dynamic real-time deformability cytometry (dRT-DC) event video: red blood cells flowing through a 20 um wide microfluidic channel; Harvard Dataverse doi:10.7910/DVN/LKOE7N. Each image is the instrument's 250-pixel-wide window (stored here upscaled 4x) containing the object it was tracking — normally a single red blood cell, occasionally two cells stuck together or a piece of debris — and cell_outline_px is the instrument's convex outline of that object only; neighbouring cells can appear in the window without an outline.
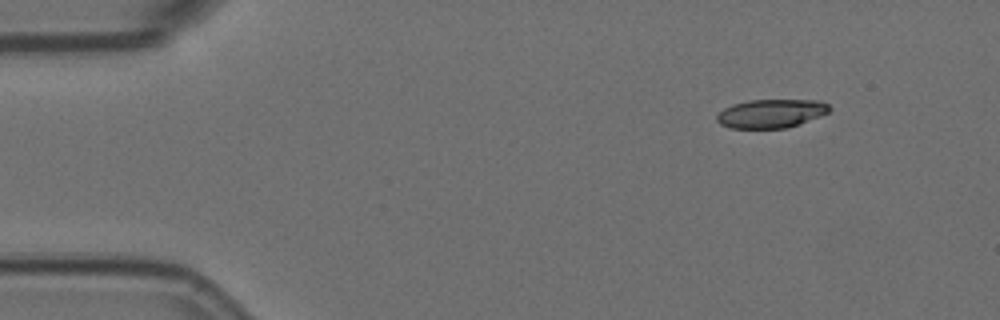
{"species": "Egyptian fruit bat (a non-hibernating species)", "species_latin": "Rousettus aegyptiacus", "temperature_condition": "room temperature", "stored_images_in_passage": 6, "camera_frame_rate_fps": 3000, "um_per_image_px": 0.085, "animal": {"sex": "female"}, "frame": {"image": 1, "passage_image": 2, "time_ms": 0.333, "image_size_px": [1000, 320], "cell_outline_px": [[832, 108], [828, 112], [820, 116], [784, 128], [732, 128], [720, 124], [716, 120], [716, 116], [724, 108], [732, 104], [748, 100], [820, 100], [828, 104]], "centroid_in_image_um": [65.53, 9.63], "position_along_channel_um": 19.5, "area_um2": 18.67}}
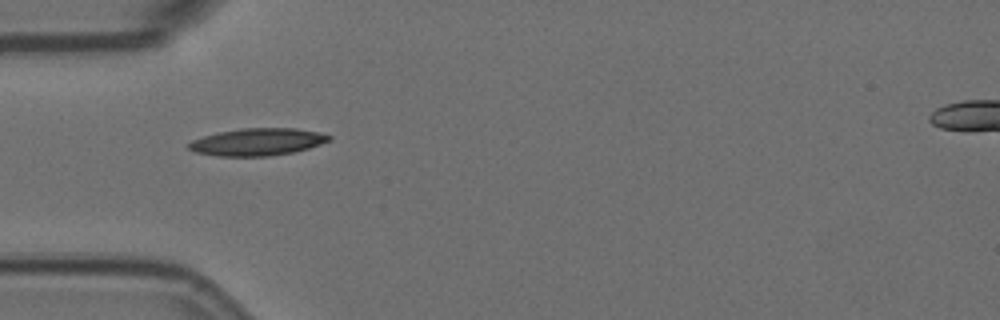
{"frame": {"image": 2, "passage_image": 5, "time_ms": 1.333, "image_size_px": [1000, 320], "cell_outline_px": [[332, 140], [308, 148], [292, 152], [268, 156], [216, 156], [196, 152], [188, 148], [188, 144], [192, 140], [204, 136], [220, 132], [240, 128], [296, 128], [316, 132], [332, 136]], "centroid_in_image_um": [21.88, 12.06], "position_along_channel_um": 63.1, "area_um2": 22.14}}
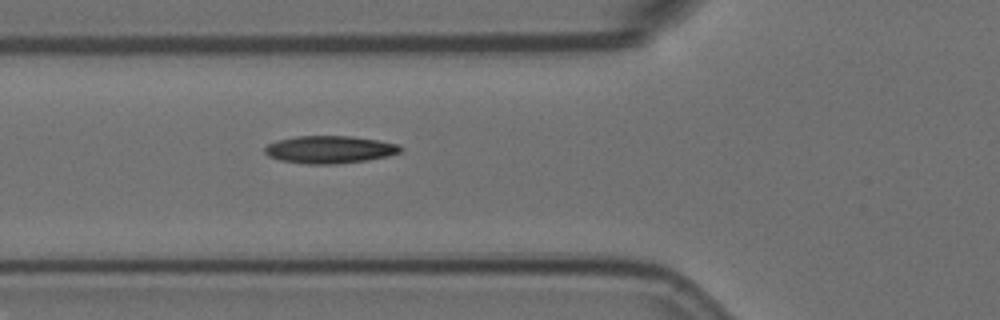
{"frame": {"image": 3, "passage_image": 6, "time_ms": 1.667, "image_size_px": [1000, 320], "cell_outline_px": [[404, 148], [400, 152], [388, 156], [368, 160], [336, 164], [308, 164], [280, 160], [268, 156], [264, 152], [264, 148], [268, 144], [276, 140], [296, 136], [352, 136], [400, 144]], "centroid_in_image_um": [28.03, 12.71], "position_along_channel_um": 97.8, "area_um2": 21.91}}